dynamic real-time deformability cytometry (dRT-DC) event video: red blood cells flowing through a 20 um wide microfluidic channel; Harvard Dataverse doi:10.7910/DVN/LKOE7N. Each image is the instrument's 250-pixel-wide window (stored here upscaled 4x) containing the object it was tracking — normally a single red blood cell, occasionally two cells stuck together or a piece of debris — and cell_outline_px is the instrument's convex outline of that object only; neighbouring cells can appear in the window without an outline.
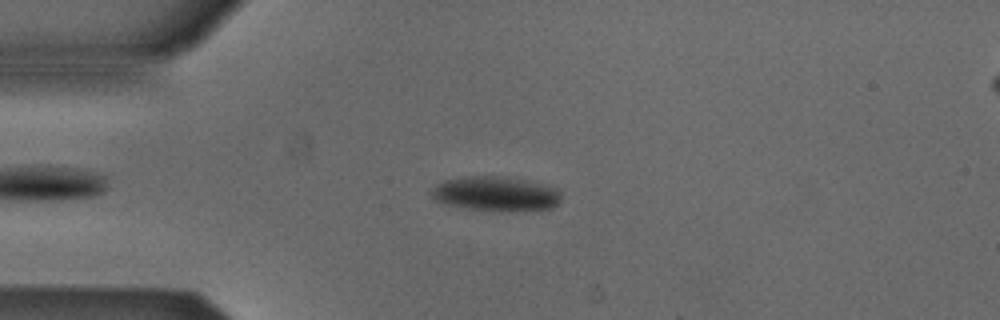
{"species": "Egyptian fruit bat (a non-hibernating species)", "species_latin": "Rousettus aegyptiacus", "temperature_condition": "cold", "stored_images_in_passage": 45, "camera_frame_rate_fps": 3000, "um_per_image_px": 0.085, "animal": {"sex": "male"}, "frame": {"image": 1, "passage_image": 9, "time_ms": 2.667, "image_size_px": [1000, 320], "cell_outline_px": [[560, 196], [556, 204], [552, 208], [468, 208], [448, 204], [436, 200], [432, 196], [432, 192], [436, 184], [444, 180], [468, 176], [492, 176], [524, 180], [556, 188]], "centroid_in_image_um": [42.07, 16.42], "position_along_channel_um": 42.9, "area_um2": 24.39}}
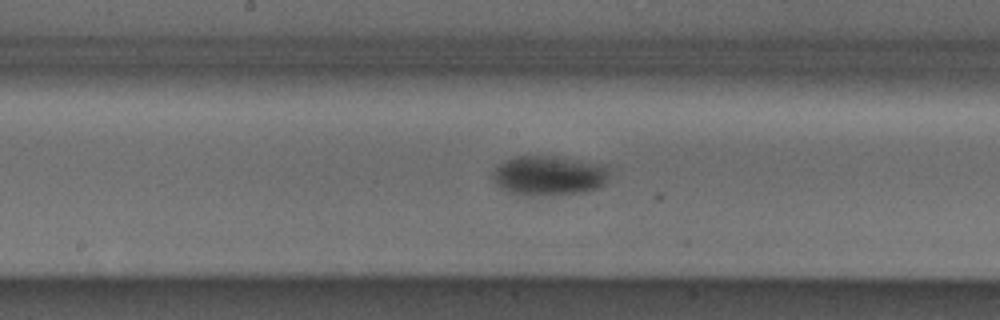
{"frame": {"image": 2, "passage_image": 23, "time_ms": 7.333, "image_size_px": [1000, 320], "cell_outline_px": [[608, 176], [604, 184], [600, 188], [580, 192], [532, 196], [508, 192], [500, 188], [496, 184], [492, 176], [492, 172], [504, 160], [516, 156], [556, 156], [608, 164]], "centroid_in_image_um": [46.67, 14.9], "position_along_channel_um": 201.5, "area_um2": 27.22}}
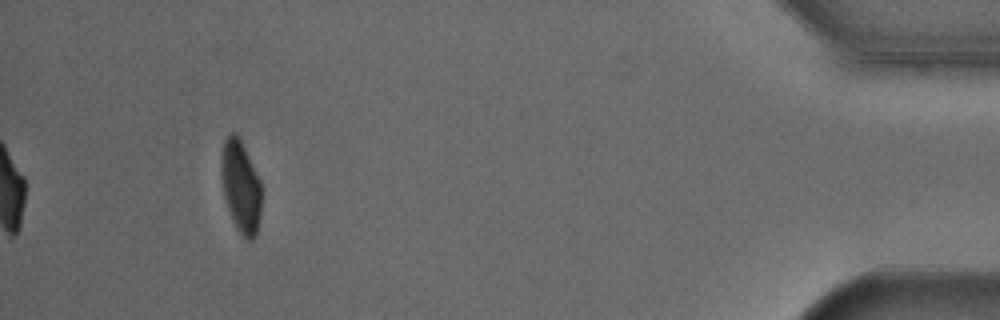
{"frame": {"image": 3, "passage_image": 45, "time_ms": 14.667, "image_size_px": [1000, 320], "cell_outline_px": [[260, 216], [256, 236], [252, 240], [248, 240], [236, 228], [228, 208], [224, 196], [220, 172], [220, 156], [224, 140], [232, 132], [236, 132], [240, 136], [260, 180]], "centroid_in_image_um": [20.44, 15.8], "position_along_channel_um": 414.8, "area_um2": 21.73}, "authors_computed_cell_mechanics": {"area_um2": 25.8944, "velocity_mm_per_s": 3.8697, "shape_relaxation_time_tau1_ms": 3.9878, "shape_relaxation_time_tau2_ms": null, "deformation_change_tau1": 0.1226, "deformation_change_tau2": null}}